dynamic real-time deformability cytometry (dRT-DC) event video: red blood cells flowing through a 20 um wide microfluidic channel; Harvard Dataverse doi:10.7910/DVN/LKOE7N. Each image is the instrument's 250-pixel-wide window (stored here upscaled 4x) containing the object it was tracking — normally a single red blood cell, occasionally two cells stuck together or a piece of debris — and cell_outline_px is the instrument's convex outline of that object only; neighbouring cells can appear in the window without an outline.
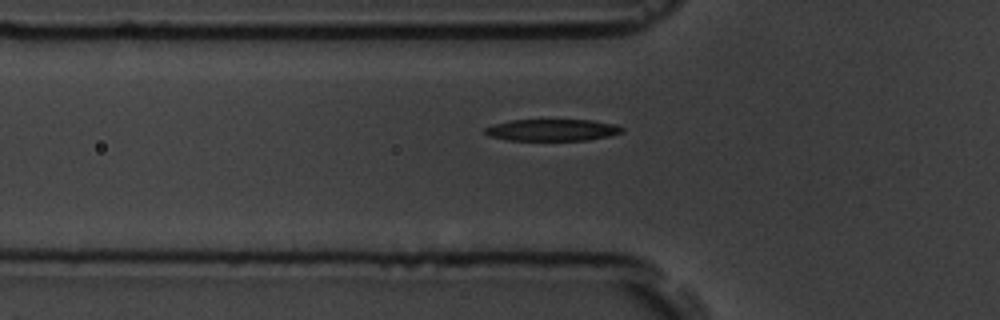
{"species": "common noctule bat (a hibernating species)", "species_latin": "Nyctalus noctula", "temperature_condition": "room temperature", "stored_images_in_passage": 42, "camera_frame_rate_fps": 3000, "um_per_image_px": 0.085, "animal": {"sex": "male", "body_mass_g": 19.5, "forearm_length_mm": 54.6}, "frame": {"image": 1, "passage_image": 5, "time_ms": 1.333, "image_size_px": [1000, 320], "cell_outline_px": [[624, 132], [608, 136], [588, 140], [508, 140], [488, 136], [484, 132], [484, 128], [492, 124], [508, 120], [592, 120], [616, 124], [624, 128]], "centroid_in_image_um": [46.93, 11.04], "position_along_channel_um": 78.9, "area_um2": 17.51}}
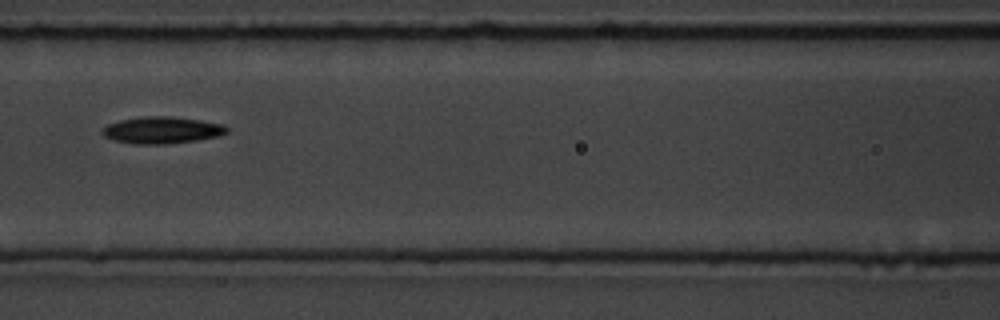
{"frame": {"image": 2, "passage_image": 11, "time_ms": 3.333, "image_size_px": [1000, 320], "cell_outline_px": [[228, 132], [220, 136], [196, 140], [164, 144], [136, 144], [112, 140], [104, 136], [100, 132], [100, 128], [108, 124], [120, 120], [140, 116], [172, 116], [200, 120], [224, 124], [228, 128]], "centroid_in_image_um": [13.74, 11.05], "position_along_channel_um": 152.9, "area_um2": 19.71}}
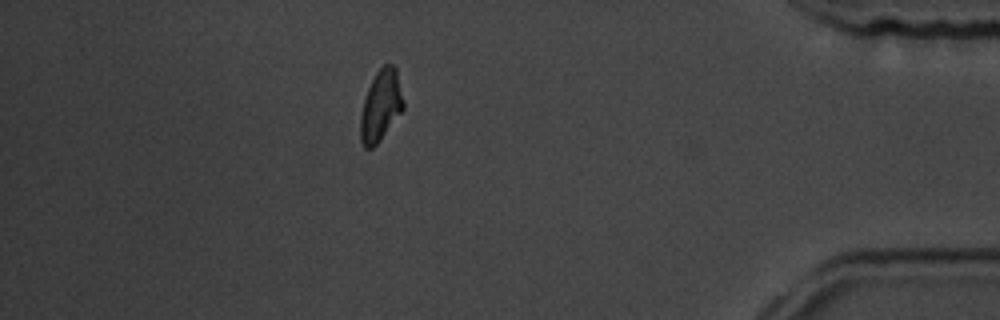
{"frame": {"image": 3, "passage_image": 35, "time_ms": 11.333, "image_size_px": [1000, 320], "cell_outline_px": [[404, 108], [380, 140], [372, 148], [364, 148], [360, 140], [360, 116], [364, 100], [368, 88], [376, 72], [384, 64], [392, 64], [396, 68], [404, 100]], "centroid_in_image_um": [32.37, 8.98], "position_along_channel_um": 402.8, "area_um2": 17.69}, "authors_computed_cell_mechanics": {"area_um2": 18.0336, "velocity_mm_per_s": 3.6699, "shape_relaxation_time_tau1_ms": 2.0691, "shape_relaxation_time_tau2_ms": null, "deformation_change_tau1": 0.1467, "deformation_change_tau2": null}}